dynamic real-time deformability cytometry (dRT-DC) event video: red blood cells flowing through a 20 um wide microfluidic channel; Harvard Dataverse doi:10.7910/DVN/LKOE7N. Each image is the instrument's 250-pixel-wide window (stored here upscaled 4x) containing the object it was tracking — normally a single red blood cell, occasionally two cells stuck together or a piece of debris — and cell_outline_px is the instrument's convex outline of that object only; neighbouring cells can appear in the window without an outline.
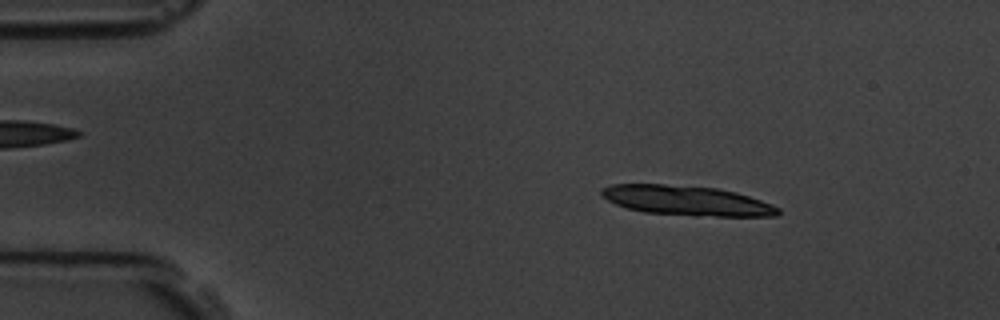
{"species": "common noctule bat (a hibernating species)", "species_latin": "Nyctalus noctula", "temperature_condition": "room temperature", "stored_images_in_passage": 5, "camera_frame_rate_fps": 3000, "um_per_image_px": 0.085, "animal": {"sex": "male", "body_mass_g": 19.5, "forearm_length_mm": 54.6}, "frame": {"image": 1, "passage_image": 2, "time_ms": 1.0, "image_size_px": [1000, 320], "cell_outline_px": [[780, 212], [776, 216], [696, 216], [644, 212], [628, 208], [616, 204], [600, 196], [600, 188], [612, 184], [664, 184], [716, 188], [736, 192], [772, 204], [780, 208]], "centroid_in_image_um": [58.35, 17.05], "position_along_channel_um": 26.7, "area_um2": 30.69}}